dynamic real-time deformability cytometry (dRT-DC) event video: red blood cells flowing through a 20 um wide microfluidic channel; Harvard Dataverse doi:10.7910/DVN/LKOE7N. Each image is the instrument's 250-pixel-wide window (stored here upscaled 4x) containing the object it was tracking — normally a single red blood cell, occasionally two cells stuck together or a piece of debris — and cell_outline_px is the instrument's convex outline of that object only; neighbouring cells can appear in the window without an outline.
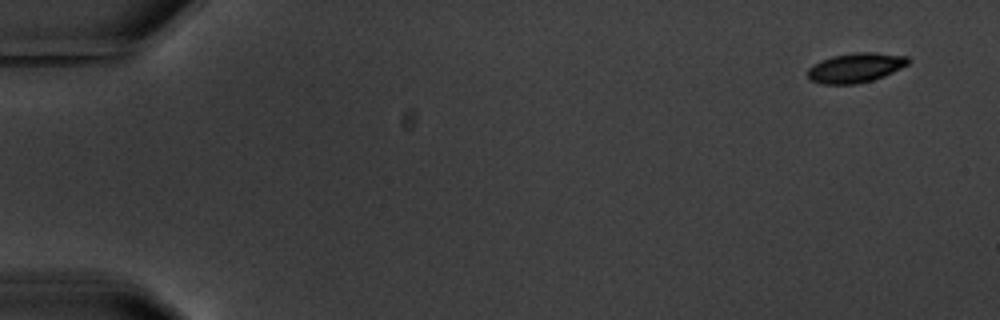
{"species": "common noctule bat (a hibernating species)", "species_latin": "Nyctalus noctula", "temperature_condition": "warm", "stored_images_in_passage": 4, "camera_frame_rate_fps": 3000, "um_per_image_px": 0.085, "animal": {"sex": "male", "body_mass_g": 20.1, "forearm_length_mm": 53.5}, "frame": {"image": 1, "passage_image": 1, "time_ms": 0.0, "image_size_px": [1000, 320], "cell_outline_px": [[912, 60], [908, 64], [884, 76], [872, 80], [856, 84], [820, 84], [808, 80], [808, 68], [812, 64], [832, 56], [852, 52], [872, 52], [908, 56]], "centroid_in_image_um": [72.7, 5.75], "position_along_channel_um": 12.3, "area_um2": 17.51}}